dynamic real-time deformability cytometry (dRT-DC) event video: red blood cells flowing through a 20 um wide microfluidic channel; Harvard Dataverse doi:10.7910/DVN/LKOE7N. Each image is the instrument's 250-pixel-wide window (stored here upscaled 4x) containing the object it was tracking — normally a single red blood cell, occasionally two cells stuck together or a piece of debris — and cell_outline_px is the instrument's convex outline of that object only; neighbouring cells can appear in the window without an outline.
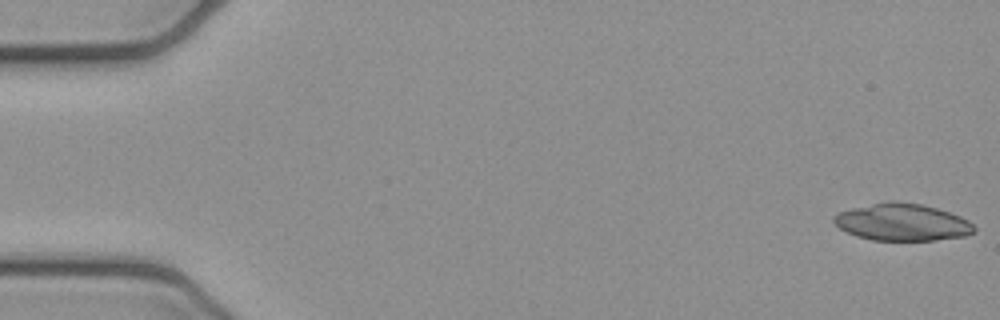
{"species": "common noctule bat (a hibernating species)", "species_latin": "Nyctalus noctula", "temperature_condition": "cold", "stored_images_in_passage": 21, "camera_frame_rate_fps": 3000, "um_per_image_px": 0.085, "animal": {"sex": "female", "body_mass_g": 21.9}, "frame": {"image": 1, "passage_image": 1, "time_ms": 0.0, "image_size_px": [1000, 320], "cell_outline_px": [[976, 232], [964, 236], [936, 240], [872, 240], [856, 236], [840, 228], [832, 220], [832, 216], [840, 212], [852, 208], [892, 200], [896, 200], [920, 204], [936, 208], [960, 216], [968, 220], [976, 228]], "centroid_in_image_um": [76.7, 18.89], "position_along_channel_um": 8.3, "area_um2": 30.23}}